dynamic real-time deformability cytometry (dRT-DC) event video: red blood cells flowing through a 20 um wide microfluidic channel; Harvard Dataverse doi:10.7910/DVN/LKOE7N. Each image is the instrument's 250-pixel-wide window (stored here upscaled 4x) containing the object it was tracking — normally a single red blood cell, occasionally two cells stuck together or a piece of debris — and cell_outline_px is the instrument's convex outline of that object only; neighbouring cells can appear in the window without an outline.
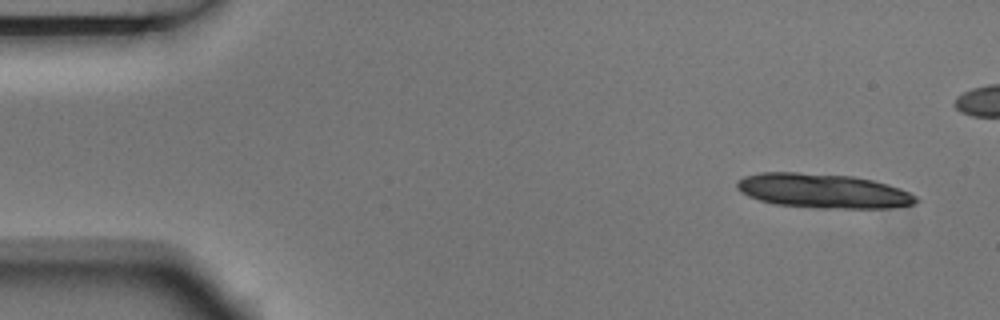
{"species": "Egyptian fruit bat (a non-hibernating species)", "species_latin": "Rousettus aegyptiacus", "temperature_condition": "room temperature", "stored_images_in_passage": 6, "camera_frame_rate_fps": 3000, "um_per_image_px": 0.085, "animal": {"sex": "male"}, "frame": {"image": 1, "passage_image": 1, "time_ms": 0.0, "image_size_px": [1000, 320], "cell_outline_px": [[920, 200], [916, 204], [888, 208], [824, 208], [776, 204], [760, 200], [748, 196], [740, 192], [736, 188], [736, 180], [744, 176], [760, 172], [800, 172], [852, 176], [872, 180], [888, 184], [900, 188], [916, 196]], "centroid_in_image_um": [69.95, 16.22], "position_along_channel_um": 15.0, "area_um2": 36.07}}